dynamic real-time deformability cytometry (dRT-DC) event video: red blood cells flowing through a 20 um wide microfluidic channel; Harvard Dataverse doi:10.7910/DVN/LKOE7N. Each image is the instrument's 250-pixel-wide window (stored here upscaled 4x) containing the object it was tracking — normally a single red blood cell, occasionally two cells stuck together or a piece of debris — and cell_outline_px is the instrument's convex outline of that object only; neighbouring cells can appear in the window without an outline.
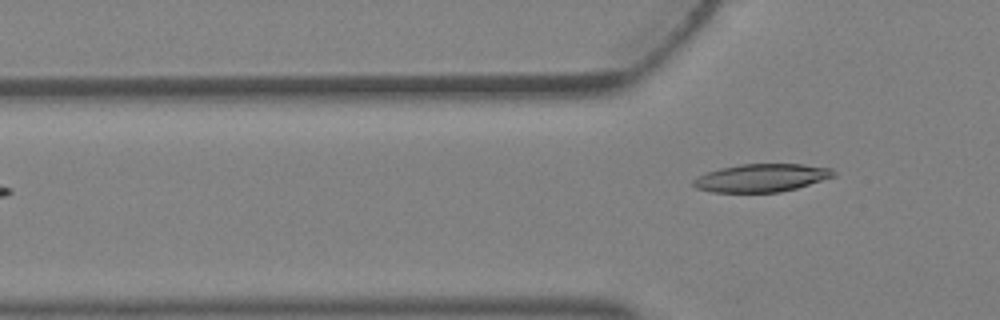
{"species": "Egyptian fruit bat (a non-hibernating species)", "species_latin": "Rousettus aegyptiacus", "temperature_condition": "warm", "stored_images_in_passage": 3, "camera_frame_rate_fps": 3000, "um_per_image_px": 0.085, "animal": {"sex": "female"}, "frame": {"image": 1, "passage_image": 3, "time_ms": 0.667, "image_size_px": [1000, 320], "cell_outline_px": [[836, 176], [796, 188], [780, 192], [712, 192], [696, 188], [692, 184], [692, 180], [696, 176], [720, 168], [740, 164], [804, 164], [832, 168], [836, 172]], "centroid_in_image_um": [64.73, 15.11], "position_along_channel_um": 61.1, "area_um2": 22.95}}